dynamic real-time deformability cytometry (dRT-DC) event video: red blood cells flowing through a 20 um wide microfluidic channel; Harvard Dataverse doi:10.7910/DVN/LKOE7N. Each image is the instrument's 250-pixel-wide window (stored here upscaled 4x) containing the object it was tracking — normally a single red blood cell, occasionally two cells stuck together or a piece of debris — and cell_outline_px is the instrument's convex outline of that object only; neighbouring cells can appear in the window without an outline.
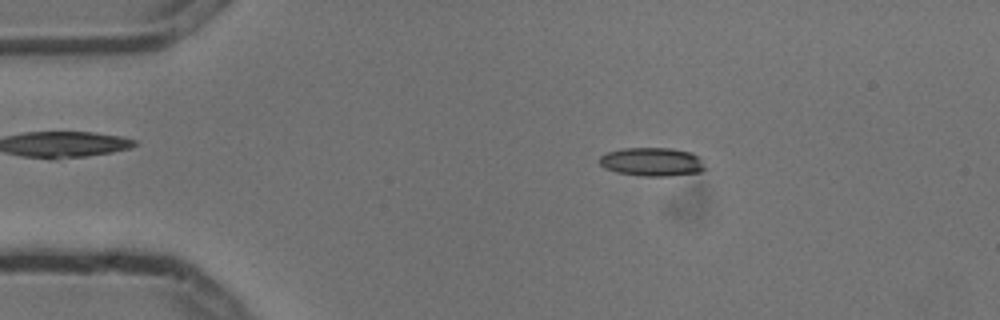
{"species": "common noctule bat (a hibernating species)", "species_latin": "Nyctalus noctula", "temperature_condition": "cold", "stored_images_in_passage": 7, "camera_frame_rate_fps": 3000, "um_per_image_px": 0.085, "animal": {"sex": "male", "body_mass_g": 13.3}, "frame": {"image": 1, "passage_image": 3, "time_ms": 0.667, "image_size_px": [1000, 320], "cell_outline_px": [[708, 168], [700, 172], [668, 176], [644, 176], [616, 172], [604, 168], [600, 164], [600, 156], [604, 152], [620, 148], [672, 148], [692, 152], [700, 156]], "centroid_in_image_um": [55.45, 13.74], "position_along_channel_um": 29.5, "area_um2": 17.98}}
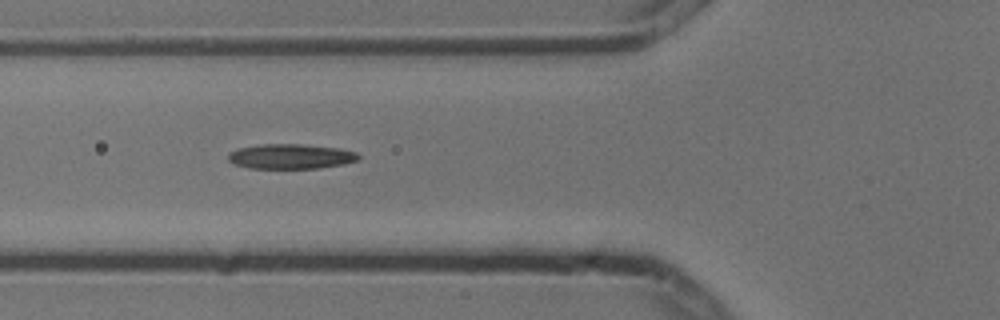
{"frame": {"image": 2, "passage_image": 6, "time_ms": 1.667, "image_size_px": [1000, 320], "cell_outline_px": [[360, 160], [344, 164], [320, 168], [248, 168], [236, 164], [228, 160], [228, 156], [232, 152], [240, 148], [260, 144], [300, 144], [340, 148], [356, 152], [360, 156]], "centroid_in_image_um": [24.78, 13.29], "position_along_channel_um": 101.0, "area_um2": 18.84}}
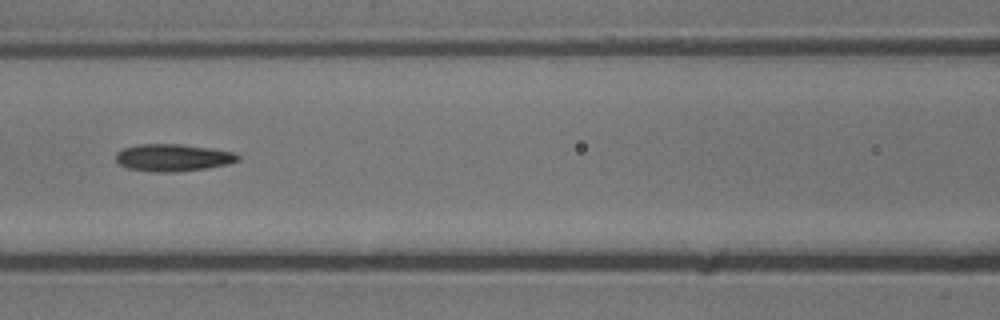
{"frame": {"image": 3, "passage_image": 7, "time_ms": 2.0, "image_size_px": [1000, 320], "cell_outline_px": [[240, 160], [228, 164], [204, 168], [172, 172], [152, 172], [128, 168], [120, 164], [116, 160], [116, 152], [124, 148], [136, 144], [180, 144], [208, 148], [232, 152], [240, 156]], "centroid_in_image_um": [14.67, 13.39], "position_along_channel_um": 151.9, "area_um2": 19.19}}